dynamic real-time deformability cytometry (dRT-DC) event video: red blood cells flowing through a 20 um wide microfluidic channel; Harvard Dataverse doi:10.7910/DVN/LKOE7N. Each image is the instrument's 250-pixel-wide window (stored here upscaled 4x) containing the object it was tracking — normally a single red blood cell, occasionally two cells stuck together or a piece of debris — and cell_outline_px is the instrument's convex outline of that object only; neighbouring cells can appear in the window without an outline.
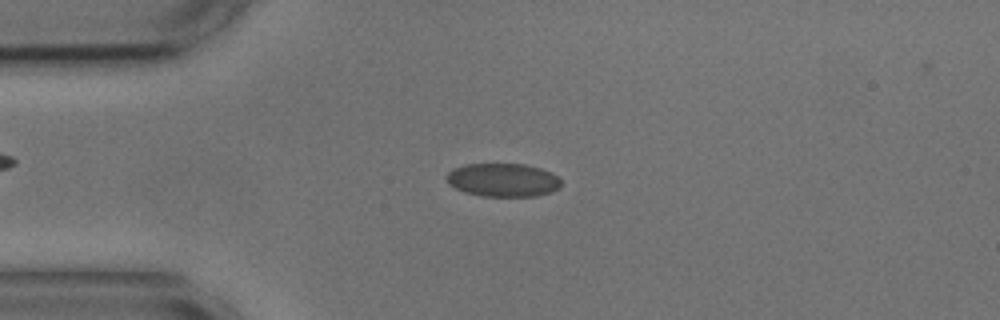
{"species": "common noctule bat (a hibernating species)", "species_latin": "Nyctalus noctula", "temperature_condition": "cold", "stored_images_in_passage": 54, "camera_frame_rate_fps": 3000, "um_per_image_px": 0.085, "animal": {"sex": "male", "body_mass_g": 17.9, "forearm_length_mm": 54.2}, "frame": {"image": 1, "passage_image": 12, "time_ms": 3.667, "image_size_px": [1000, 320], "cell_outline_px": [[560, 188], [552, 192], [536, 196], [480, 196], [464, 192], [448, 184], [444, 176], [452, 168], [464, 164], [524, 164], [540, 168], [552, 172], [560, 180]], "centroid_in_image_um": [42.72, 15.3], "position_along_channel_um": 42.3, "area_um2": 22.54}}
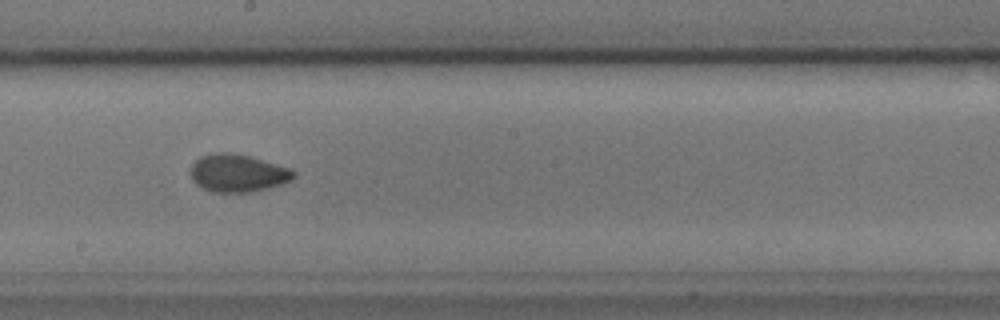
{"frame": {"image": 2, "passage_image": 29, "time_ms": 9.333, "image_size_px": [1000, 320], "cell_outline_px": [[296, 176], [292, 180], [268, 188], [248, 192], [212, 192], [196, 184], [192, 180], [192, 164], [200, 156], [216, 152], [232, 152], [248, 156], [292, 168], [296, 172]], "centroid_in_image_um": [20.23, 14.71], "position_along_channel_um": 228.0, "area_um2": 22.6}}
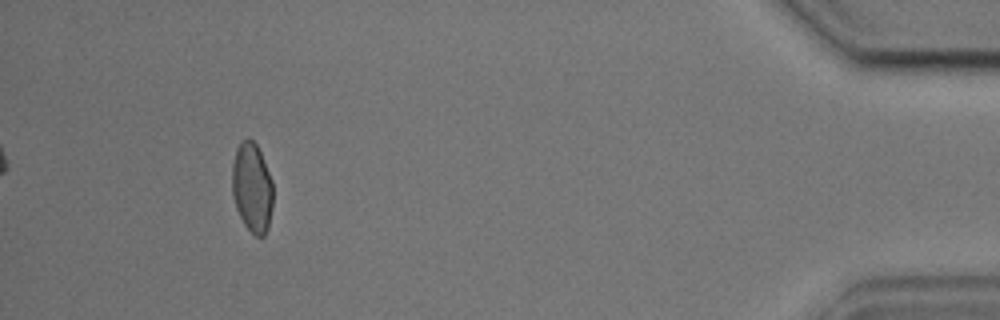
{"frame": {"image": 3, "passage_image": 50, "time_ms": 16.333, "image_size_px": [1000, 320], "cell_outline_px": [[272, 208], [268, 228], [264, 236], [256, 236], [244, 224], [236, 208], [232, 192], [232, 164], [236, 148], [240, 140], [248, 136], [256, 144], [260, 152], [272, 180]], "centroid_in_image_um": [21.41, 15.91], "position_along_channel_um": 413.8, "area_um2": 21.44}, "authors_computed_cell_mechanics": {"area_um2": 21.9062, "velocity_mm_per_s": 3.5999, "shape_relaxation_time_tau1_ms": 3.8703, "shape_relaxation_time_tau2_ms": null, "deformation_change_tau1": 0.089, "deformation_change_tau2": null}}